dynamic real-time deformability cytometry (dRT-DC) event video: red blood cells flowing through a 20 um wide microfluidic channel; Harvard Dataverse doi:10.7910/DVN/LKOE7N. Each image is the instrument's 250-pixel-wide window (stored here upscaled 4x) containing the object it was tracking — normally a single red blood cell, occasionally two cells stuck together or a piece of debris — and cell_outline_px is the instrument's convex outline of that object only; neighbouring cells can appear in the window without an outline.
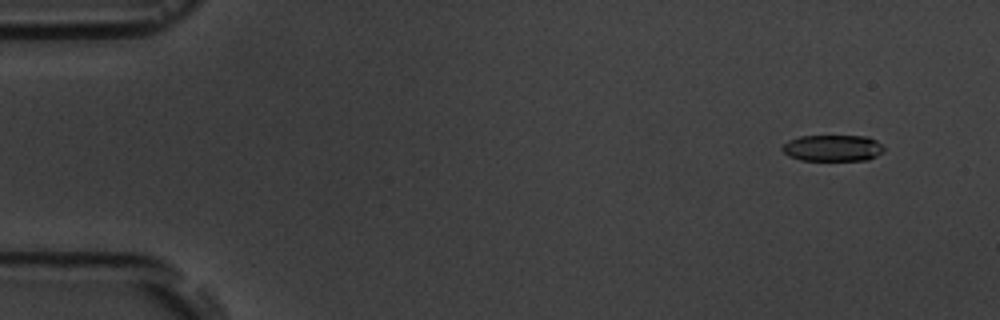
{"species": "common noctule bat (a hibernating species)", "species_latin": "Nyctalus noctula", "temperature_condition": "room temperature", "stored_images_in_passage": 5, "camera_frame_rate_fps": 3000, "um_per_image_px": 0.085, "animal": {"sex": "male", "body_mass_g": 19.5, "forearm_length_mm": 54.6}, "frame": {"image": 1, "passage_image": 1, "time_ms": 0.0, "image_size_px": [1000, 320], "cell_outline_px": [[884, 152], [868, 160], [800, 160], [788, 156], [780, 148], [788, 140], [800, 136], [868, 136], [876, 140], [884, 148]], "centroid_in_image_um": [70.77, 12.58], "position_along_channel_um": 14.2, "area_um2": 15.72}}
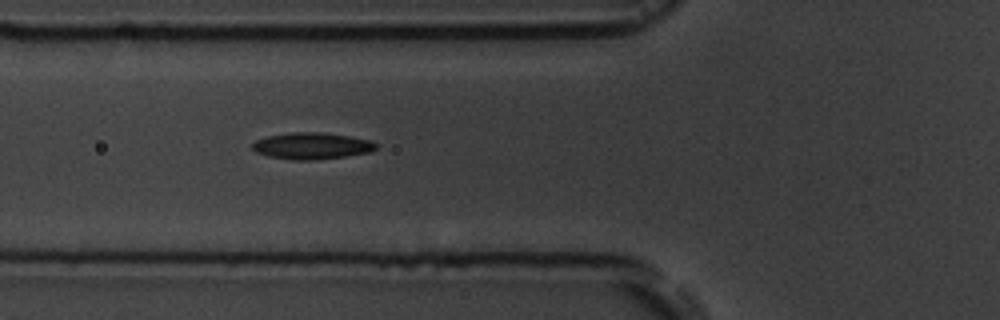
{"frame": {"image": 2, "passage_image": 5, "time_ms": 5.333, "image_size_px": [1000, 320], "cell_outline_px": [[376, 148], [368, 152], [344, 156], [316, 160], [292, 160], [268, 156], [256, 152], [252, 148], [252, 144], [256, 140], [268, 136], [292, 132], [320, 132], [348, 136], [368, 140], [376, 144]], "centroid_in_image_um": [26.45, 12.4], "position_along_channel_um": 99.4, "area_um2": 18.9}}